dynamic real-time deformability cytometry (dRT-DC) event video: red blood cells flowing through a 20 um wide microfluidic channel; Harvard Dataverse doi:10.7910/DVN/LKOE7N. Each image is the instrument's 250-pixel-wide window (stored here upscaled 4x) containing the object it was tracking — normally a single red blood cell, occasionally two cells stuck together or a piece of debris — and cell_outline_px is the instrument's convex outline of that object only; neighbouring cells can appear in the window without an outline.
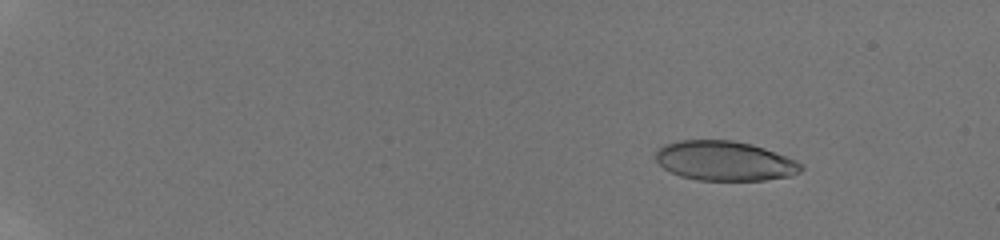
{"species": "human", "species_latin": "Homo sapiens", "temperature_condition": "room temperature", "stored_images_in_passage": 18, "camera_frame_rate_fps": 3000, "um_per_image_px": 0.085, "donor": {"sex": "male"}, "frame": {"image": 1, "passage_image": 6, "time_ms": 2.667, "image_size_px": [1000, 240], "cell_outline_px": [[804, 168], [800, 172], [792, 176], [764, 180], [696, 180], [680, 176], [664, 168], [656, 160], [656, 148], [664, 144], [680, 140], [732, 140], [752, 144], [764, 148], [796, 160], [804, 164]], "centroid_in_image_um": [61.61, 13.67], "position_along_channel_um": 23.4, "area_um2": 33.76}}
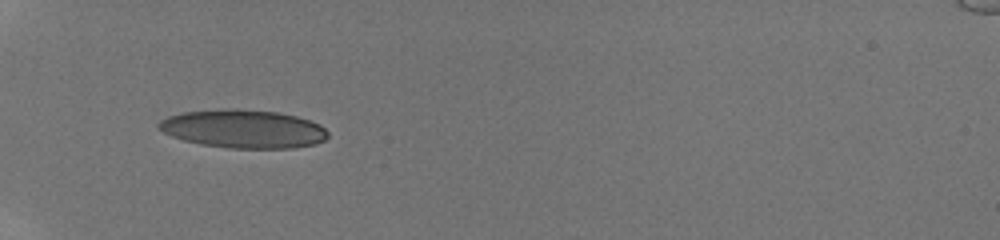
{"frame": {"image": 2, "passage_image": 15, "time_ms": 7.0, "image_size_px": [1000, 240], "cell_outline_px": [[328, 136], [324, 140], [316, 144], [292, 148], [228, 148], [200, 144], [184, 140], [172, 136], [156, 128], [156, 124], [160, 120], [168, 116], [184, 112], [232, 108], [236, 108], [280, 112], [296, 116], [320, 124], [328, 132]], "centroid_in_image_um": [20.68, 10.95], "position_along_channel_um": 64.3, "area_um2": 37.97}}